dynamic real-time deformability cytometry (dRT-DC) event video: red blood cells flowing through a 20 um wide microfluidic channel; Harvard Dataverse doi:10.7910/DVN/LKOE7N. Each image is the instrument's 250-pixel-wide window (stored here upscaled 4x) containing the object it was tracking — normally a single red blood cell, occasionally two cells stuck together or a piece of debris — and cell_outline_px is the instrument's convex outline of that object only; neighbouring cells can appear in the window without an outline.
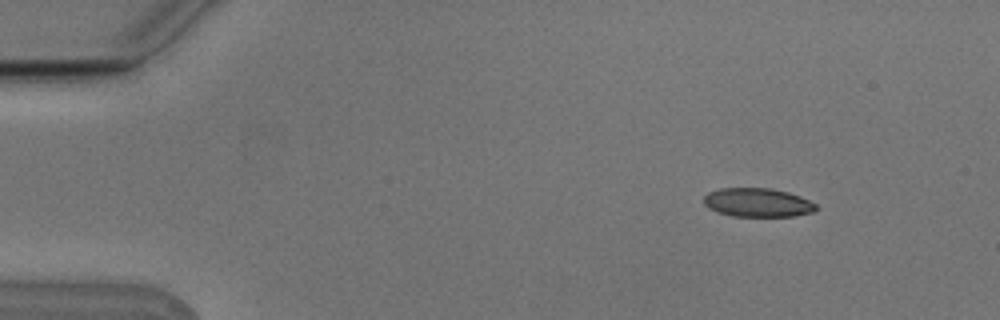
{"species": "Egyptian fruit bat (a non-hibernating species)", "species_latin": "Rousettus aegyptiacus", "temperature_condition": "cold", "stored_images_in_passage": 4, "camera_frame_rate_fps": 3000, "um_per_image_px": 0.085, "animal": {"sex": "male"}, "frame": {"image": 1, "passage_image": 2, "time_ms": 0.333, "image_size_px": [1000, 320], "cell_outline_px": [[816, 208], [812, 212], [792, 216], [732, 216], [708, 208], [704, 204], [704, 196], [708, 192], [720, 188], [768, 188], [788, 192], [800, 196], [816, 204]], "centroid_in_image_um": [64.37, 17.21], "position_along_channel_um": 20.6, "area_um2": 18.67}}